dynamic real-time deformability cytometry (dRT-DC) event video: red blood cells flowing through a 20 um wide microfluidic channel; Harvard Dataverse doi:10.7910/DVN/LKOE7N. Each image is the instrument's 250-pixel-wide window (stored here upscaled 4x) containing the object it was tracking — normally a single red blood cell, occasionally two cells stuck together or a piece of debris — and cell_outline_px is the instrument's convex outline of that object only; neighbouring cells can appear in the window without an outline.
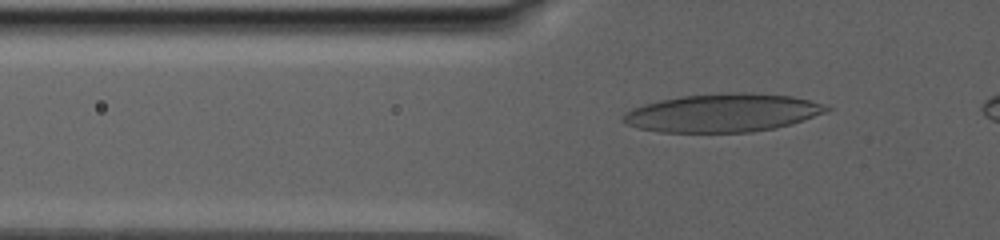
{"species": "human", "species_latin": "Homo sapiens", "temperature_condition": "warm", "stored_images_in_passage": 20, "camera_frame_rate_fps": 3000, "um_per_image_px": 0.085, "donor": {"sex": "male"}, "frame": {"image": 1, "passage_image": 2, "time_ms": 0.333, "image_size_px": [1000, 240], "cell_outline_px": [[832, 108], [824, 112], [788, 124], [772, 128], [752, 132], [660, 132], [640, 128], [628, 124], [620, 120], [624, 112], [632, 108], [644, 104], [660, 100], [680, 96], [724, 92], [752, 92], [792, 96], [808, 100]], "centroid_in_image_um": [61.34, 9.58], "position_along_channel_um": 64.5, "area_um2": 45.03}}
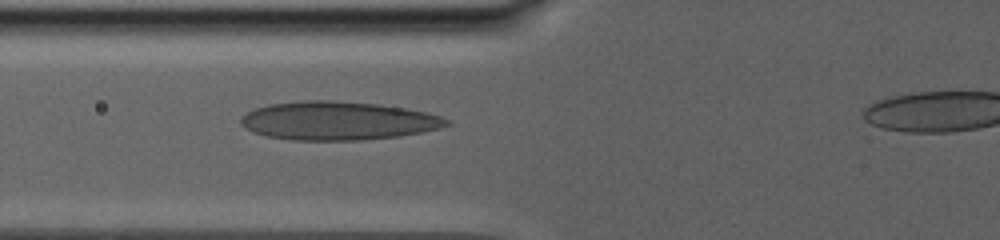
{"frame": {"image": 2, "passage_image": 16, "time_ms": 2.0, "image_size_px": [1000, 240], "cell_outline_px": [[452, 124], [440, 128], [424, 132], [400, 136], [364, 140], [292, 140], [264, 136], [252, 132], [244, 128], [240, 124], [240, 116], [256, 108], [268, 104], [300, 100], [332, 100], [376, 104], [404, 108], [428, 112], [440, 116], [448, 120]], "centroid_in_image_um": [28.7, 10.27], "position_along_channel_um": 97.1, "area_um2": 46.59}}